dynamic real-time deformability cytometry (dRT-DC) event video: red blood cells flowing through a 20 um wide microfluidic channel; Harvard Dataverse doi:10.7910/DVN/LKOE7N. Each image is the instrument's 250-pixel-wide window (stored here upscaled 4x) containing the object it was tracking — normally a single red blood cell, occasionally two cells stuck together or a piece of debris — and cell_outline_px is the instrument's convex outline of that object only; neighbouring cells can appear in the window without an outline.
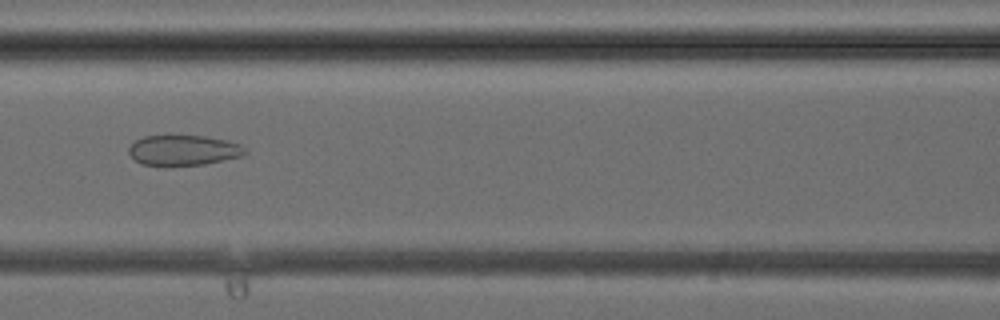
{"species": "common noctule bat (a hibernating species)", "species_latin": "Nyctalus noctula", "temperature_condition": "cold", "stored_images_in_passage": 38, "camera_frame_rate_fps": 3000, "um_per_image_px": 0.085, "animal": {"sex": "female", "body_mass_g": 24.6, "forearm_length_mm": 56.2}, "frame": {"image": 1, "passage_image": 17, "time_ms": 5.333, "image_size_px": [1000, 320], "cell_outline_px": [[248, 152], [244, 156], [204, 164], [164, 168], [140, 164], [128, 152], [128, 148], [136, 140], [144, 136], [172, 132], [204, 136], [228, 140], [240, 144]], "centroid_in_image_um": [15.56, 12.76], "position_along_channel_um": 151.0, "area_um2": 21.96}}
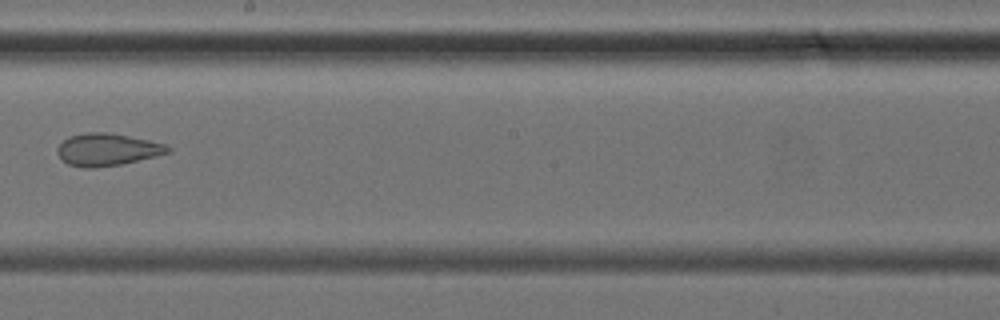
{"frame": {"image": 2, "passage_image": 22, "time_ms": 7.0, "image_size_px": [1000, 320], "cell_outline_px": [[172, 152], [156, 156], [120, 164], [96, 168], [84, 168], [68, 164], [56, 152], [56, 148], [68, 136], [84, 132], [108, 132], [148, 140], [164, 144], [172, 148]], "centroid_in_image_um": [9.11, 12.71], "position_along_channel_um": 239.1, "area_um2": 20.81}}
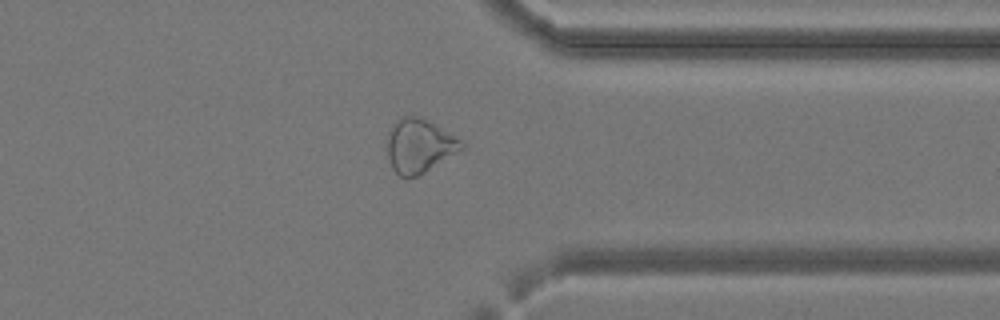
{"frame": {"image": 3, "passage_image": 30, "time_ms": 9.667, "image_size_px": [1000, 320], "cell_outline_px": [[464, 148], [420, 176], [400, 176], [392, 168], [388, 156], [388, 132], [392, 124], [396, 120], [404, 116], [420, 116], [460, 140], [464, 144]], "centroid_in_image_um": [35.62, 12.4], "position_along_channel_um": 375.8, "area_um2": 23.0}}